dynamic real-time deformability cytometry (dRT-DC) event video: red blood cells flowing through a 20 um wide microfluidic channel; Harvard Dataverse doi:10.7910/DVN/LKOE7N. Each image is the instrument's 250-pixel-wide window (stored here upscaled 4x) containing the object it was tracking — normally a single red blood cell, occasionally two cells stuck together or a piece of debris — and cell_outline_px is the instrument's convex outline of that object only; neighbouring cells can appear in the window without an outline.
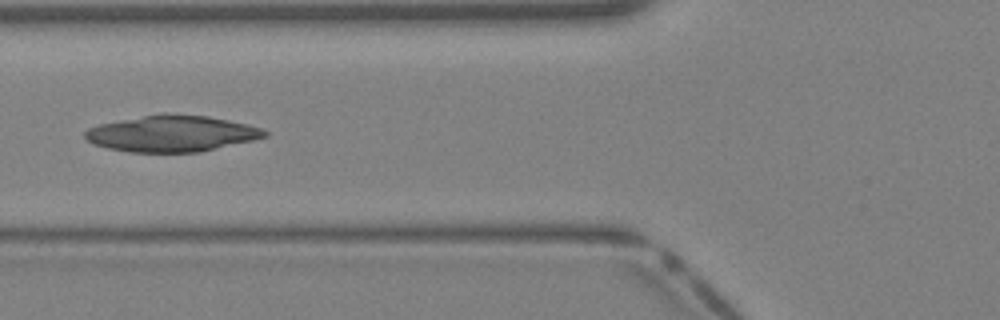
{"species": "Egyptian fruit bat (a non-hibernating species)", "species_latin": "Rousettus aegyptiacus", "temperature_condition": "warm", "stored_images_in_passage": 28, "camera_frame_rate_fps": 3000, "um_per_image_px": 0.085, "animal": {"sex": "female"}, "frame": {"image": 1, "passage_image": 6, "time_ms": 1.667, "image_size_px": [1000, 320], "cell_outline_px": [[268, 136], [252, 140], [200, 152], [128, 152], [108, 148], [92, 144], [84, 140], [84, 132], [88, 128], [100, 124], [144, 116], [208, 116], [248, 124], [264, 128], [268, 132]], "centroid_in_image_um": [14.6, 11.39], "position_along_channel_um": 111.2, "area_um2": 37.17}}
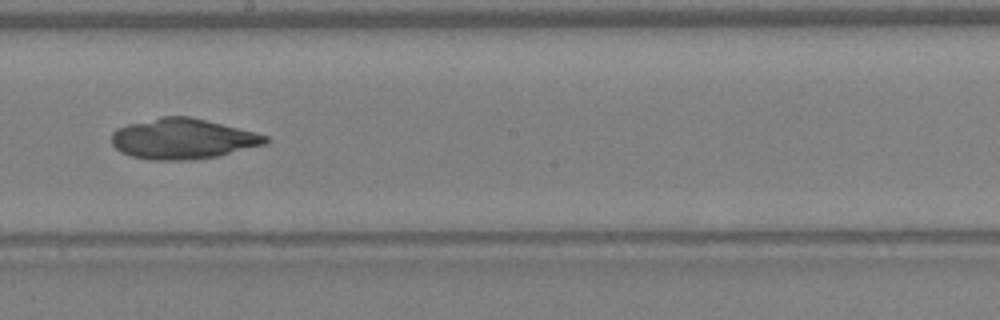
{"frame": {"image": 2, "passage_image": 13, "time_ms": 4.0, "image_size_px": [1000, 320], "cell_outline_px": [[272, 140], [264, 144], [216, 156], [192, 160], [148, 160], [132, 156], [120, 152], [112, 144], [112, 132], [116, 128], [128, 124], [160, 116], [188, 116], [256, 132], [268, 136]], "centroid_in_image_um": [15.51, 11.8], "position_along_channel_um": 232.7, "area_um2": 36.24}}
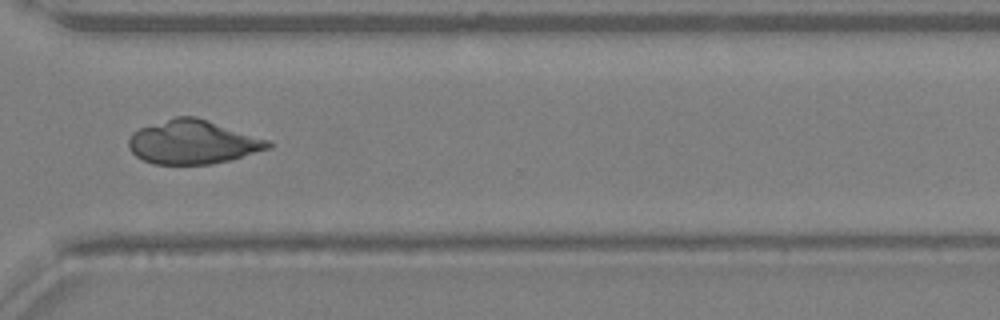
{"frame": {"image": 3, "passage_image": 20, "time_ms": 6.333, "image_size_px": [1000, 320], "cell_outline_px": [[276, 144], [272, 148], [228, 160], [212, 164], [152, 164], [136, 156], [128, 148], [128, 140], [132, 132], [140, 128], [176, 116], [196, 116], [272, 140]], "centroid_in_image_um": [16.44, 12.07], "position_along_channel_um": 354.2, "area_um2": 35.95}}